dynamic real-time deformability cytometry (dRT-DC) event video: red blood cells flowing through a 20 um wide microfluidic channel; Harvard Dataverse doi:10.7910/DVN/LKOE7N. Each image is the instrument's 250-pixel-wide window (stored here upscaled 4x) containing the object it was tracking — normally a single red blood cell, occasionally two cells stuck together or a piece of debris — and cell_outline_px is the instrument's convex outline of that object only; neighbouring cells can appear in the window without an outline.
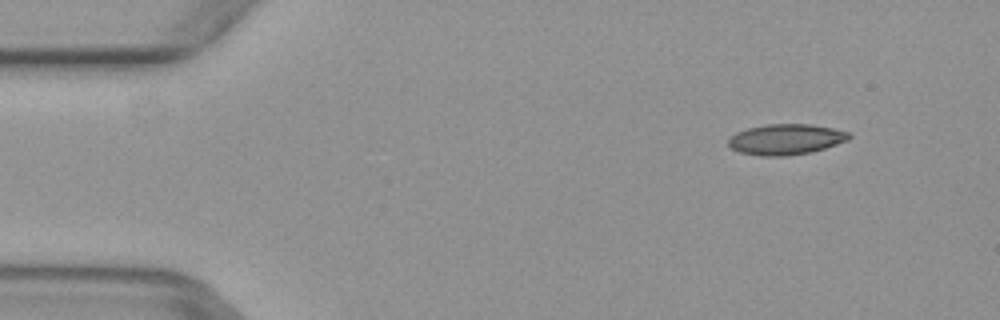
{"species": "common noctule bat (a hibernating species)", "species_latin": "Nyctalus noctula", "temperature_condition": "warm", "stored_images_in_passage": 4, "camera_frame_rate_fps": 3000, "um_per_image_px": 0.085, "animal": {"sex": "female", "body_mass_g": 29.2, "forearm_length_mm": 56.3}, "frame": {"image": 1, "passage_image": 2, "time_ms": 0.333, "image_size_px": [1000, 320], "cell_outline_px": [[852, 136], [848, 140], [824, 148], [808, 152], [784, 156], [764, 156], [740, 152], [732, 148], [728, 144], [728, 140], [736, 132], [748, 128], [764, 124], [808, 124], [832, 128], [848, 132]], "centroid_in_image_um": [66.79, 11.83], "position_along_channel_um": 18.2, "area_um2": 21.27}}
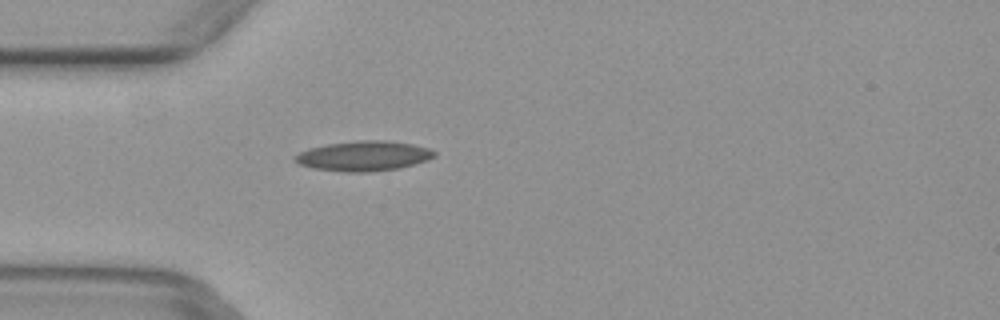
{"frame": {"image": 2, "passage_image": 4, "time_ms": 1.0, "image_size_px": [1000, 320], "cell_outline_px": [[436, 156], [428, 160], [400, 168], [372, 172], [344, 172], [312, 168], [300, 164], [292, 160], [300, 152], [308, 148], [328, 144], [360, 140], [384, 140], [412, 144], [428, 148], [436, 152]], "centroid_in_image_um": [30.92, 13.26], "position_along_channel_um": 54.1, "area_um2": 24.39}}